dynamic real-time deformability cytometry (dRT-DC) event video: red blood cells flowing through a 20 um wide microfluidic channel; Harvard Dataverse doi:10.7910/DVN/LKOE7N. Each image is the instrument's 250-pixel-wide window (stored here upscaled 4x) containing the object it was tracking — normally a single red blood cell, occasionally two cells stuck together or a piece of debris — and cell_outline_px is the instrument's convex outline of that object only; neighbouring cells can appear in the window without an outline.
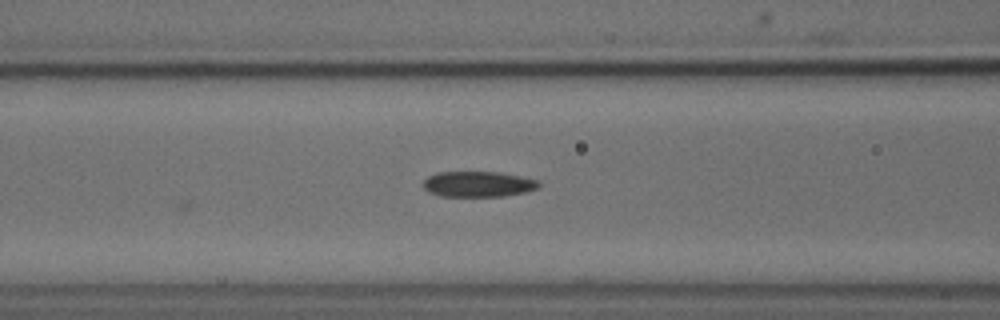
{"species": "common noctule bat (a hibernating species)", "species_latin": "Nyctalus noctula", "temperature_condition": "cold", "stored_images_in_passage": 15, "camera_frame_rate_fps": 3000, "um_per_image_px": 0.085, "animal": {"sex": "male", "body_mass_g": 18.8}, "frame": {"image": 1, "passage_image": 15, "time_ms": 4.667, "image_size_px": [1000, 320], "cell_outline_px": [[540, 188], [524, 192], [500, 196], [440, 196], [428, 192], [424, 188], [424, 180], [428, 176], [436, 172], [500, 172], [520, 176], [536, 180], [540, 184]], "centroid_in_image_um": [40.62, 15.64], "position_along_channel_um": 126.0, "area_um2": 17.17}}